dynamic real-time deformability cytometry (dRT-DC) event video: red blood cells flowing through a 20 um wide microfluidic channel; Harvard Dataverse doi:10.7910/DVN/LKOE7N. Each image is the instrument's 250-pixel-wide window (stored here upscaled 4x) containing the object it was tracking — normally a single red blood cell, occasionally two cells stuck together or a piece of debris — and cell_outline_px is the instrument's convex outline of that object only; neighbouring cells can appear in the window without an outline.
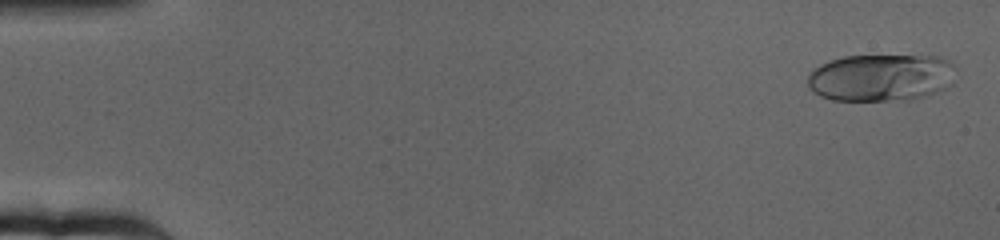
{"species": "human", "species_latin": "Homo sapiens", "temperature_condition": "cold", "stored_images_in_passage": 64, "camera_frame_rate_fps": 3000, "um_per_image_px": 0.085, "donor": {"sex": "female"}, "frame": {"image": 1, "passage_image": 2, "time_ms": 0.333, "image_size_px": [1000, 240], "cell_outline_px": [[956, 68], [944, 88], [924, 96], [912, 100], [832, 100], [820, 96], [812, 92], [808, 88], [808, 76], [820, 64], [844, 56], [940, 56], [956, 64]], "centroid_in_image_um": [74.85, 6.59], "position_along_channel_um": 10.1, "area_um2": 40.63}}
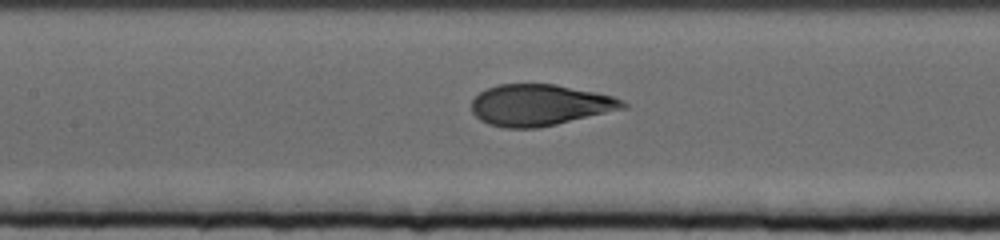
{"frame": {"image": 2, "passage_image": 30, "time_ms": 9.667, "image_size_px": [1000, 240], "cell_outline_px": [[628, 108], [556, 124], [536, 128], [504, 128], [488, 124], [480, 120], [472, 112], [472, 100], [480, 92], [488, 88], [500, 84], [556, 84], [596, 92], [612, 96], [628, 104]], "centroid_in_image_um": [45.88, 8.93], "position_along_channel_um": 161.5, "area_um2": 36.41}}
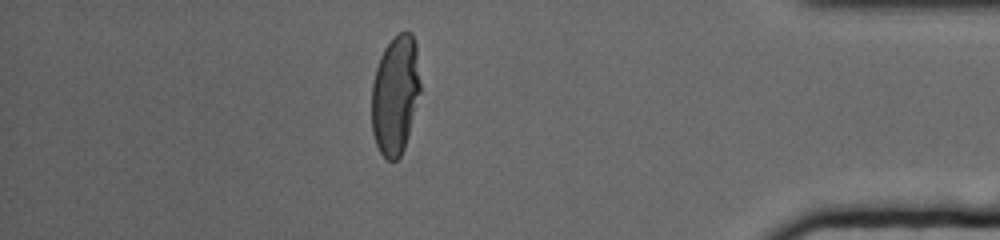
{"frame": {"image": 3, "passage_image": 56, "time_ms": 18.333, "image_size_px": [1000, 240], "cell_outline_px": [[420, 92], [404, 148], [400, 156], [396, 160], [388, 160], [380, 152], [376, 144], [372, 132], [372, 84], [376, 68], [380, 56], [384, 48], [400, 32], [412, 32], [416, 44], [420, 84]], "centroid_in_image_um": [33.59, 8.06], "position_along_channel_um": 401.6, "area_um2": 33.52}, "authors_computed_cell_mechanics": {"area_um2": 37.7145, "velocity_mm_per_s": 3.1759, "shape_relaxation_time_tau1_ms": 5.8201, "shape_relaxation_time_tau2_ms": null, "deformation_change_tau1": 0.2172, "deformation_change_tau2": null}}